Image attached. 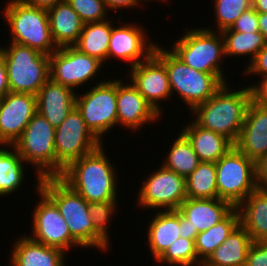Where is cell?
Wrapping results in <instances>:
<instances>
[{
    "mask_svg": "<svg viewBox=\"0 0 267 266\" xmlns=\"http://www.w3.org/2000/svg\"><path fill=\"white\" fill-rule=\"evenodd\" d=\"M55 128L38 112L12 145L28 165H33L36 179L56 177Z\"/></svg>",
    "mask_w": 267,
    "mask_h": 266,
    "instance_id": "8",
    "label": "cell"
},
{
    "mask_svg": "<svg viewBox=\"0 0 267 266\" xmlns=\"http://www.w3.org/2000/svg\"><path fill=\"white\" fill-rule=\"evenodd\" d=\"M39 189L57 206L71 236L83 247L108 251L110 244L95 230L88 202L59 177L41 178ZM96 247V248H95Z\"/></svg>",
    "mask_w": 267,
    "mask_h": 266,
    "instance_id": "3",
    "label": "cell"
},
{
    "mask_svg": "<svg viewBox=\"0 0 267 266\" xmlns=\"http://www.w3.org/2000/svg\"><path fill=\"white\" fill-rule=\"evenodd\" d=\"M252 92V100L267 107V76L260 78L259 83L249 86Z\"/></svg>",
    "mask_w": 267,
    "mask_h": 266,
    "instance_id": "42",
    "label": "cell"
},
{
    "mask_svg": "<svg viewBox=\"0 0 267 266\" xmlns=\"http://www.w3.org/2000/svg\"><path fill=\"white\" fill-rule=\"evenodd\" d=\"M258 25L260 33L267 41V13L258 12Z\"/></svg>",
    "mask_w": 267,
    "mask_h": 266,
    "instance_id": "47",
    "label": "cell"
},
{
    "mask_svg": "<svg viewBox=\"0 0 267 266\" xmlns=\"http://www.w3.org/2000/svg\"><path fill=\"white\" fill-rule=\"evenodd\" d=\"M234 146L254 162L267 154V107L249 102Z\"/></svg>",
    "mask_w": 267,
    "mask_h": 266,
    "instance_id": "19",
    "label": "cell"
},
{
    "mask_svg": "<svg viewBox=\"0 0 267 266\" xmlns=\"http://www.w3.org/2000/svg\"><path fill=\"white\" fill-rule=\"evenodd\" d=\"M245 266H267V241H253Z\"/></svg>",
    "mask_w": 267,
    "mask_h": 266,
    "instance_id": "39",
    "label": "cell"
},
{
    "mask_svg": "<svg viewBox=\"0 0 267 266\" xmlns=\"http://www.w3.org/2000/svg\"><path fill=\"white\" fill-rule=\"evenodd\" d=\"M216 27L212 31L222 32L231 28L239 16L252 7V0H214Z\"/></svg>",
    "mask_w": 267,
    "mask_h": 266,
    "instance_id": "35",
    "label": "cell"
},
{
    "mask_svg": "<svg viewBox=\"0 0 267 266\" xmlns=\"http://www.w3.org/2000/svg\"><path fill=\"white\" fill-rule=\"evenodd\" d=\"M76 93L49 78L36 95L37 112L56 128L76 107Z\"/></svg>",
    "mask_w": 267,
    "mask_h": 266,
    "instance_id": "20",
    "label": "cell"
},
{
    "mask_svg": "<svg viewBox=\"0 0 267 266\" xmlns=\"http://www.w3.org/2000/svg\"><path fill=\"white\" fill-rule=\"evenodd\" d=\"M240 225L253 241H267V191L256 188L238 206Z\"/></svg>",
    "mask_w": 267,
    "mask_h": 266,
    "instance_id": "26",
    "label": "cell"
},
{
    "mask_svg": "<svg viewBox=\"0 0 267 266\" xmlns=\"http://www.w3.org/2000/svg\"><path fill=\"white\" fill-rule=\"evenodd\" d=\"M218 198L237 207L256 187L255 162L233 146L216 163Z\"/></svg>",
    "mask_w": 267,
    "mask_h": 266,
    "instance_id": "9",
    "label": "cell"
},
{
    "mask_svg": "<svg viewBox=\"0 0 267 266\" xmlns=\"http://www.w3.org/2000/svg\"><path fill=\"white\" fill-rule=\"evenodd\" d=\"M256 187L267 191V154L255 161Z\"/></svg>",
    "mask_w": 267,
    "mask_h": 266,
    "instance_id": "41",
    "label": "cell"
},
{
    "mask_svg": "<svg viewBox=\"0 0 267 266\" xmlns=\"http://www.w3.org/2000/svg\"><path fill=\"white\" fill-rule=\"evenodd\" d=\"M86 23L101 22L107 20L108 9L104 0H66Z\"/></svg>",
    "mask_w": 267,
    "mask_h": 266,
    "instance_id": "37",
    "label": "cell"
},
{
    "mask_svg": "<svg viewBox=\"0 0 267 266\" xmlns=\"http://www.w3.org/2000/svg\"><path fill=\"white\" fill-rule=\"evenodd\" d=\"M179 229L181 231V237L185 239H192L196 240L198 235L197 229H193L190 225V221L186 219L180 212H179Z\"/></svg>",
    "mask_w": 267,
    "mask_h": 266,
    "instance_id": "44",
    "label": "cell"
},
{
    "mask_svg": "<svg viewBox=\"0 0 267 266\" xmlns=\"http://www.w3.org/2000/svg\"><path fill=\"white\" fill-rule=\"evenodd\" d=\"M160 117L130 81L124 83L117 78V125L140 130L146 124L161 120Z\"/></svg>",
    "mask_w": 267,
    "mask_h": 266,
    "instance_id": "18",
    "label": "cell"
},
{
    "mask_svg": "<svg viewBox=\"0 0 267 266\" xmlns=\"http://www.w3.org/2000/svg\"><path fill=\"white\" fill-rule=\"evenodd\" d=\"M49 60L50 78L74 91L86 83L88 85L104 67L99 59L80 52L74 46L57 48L49 55Z\"/></svg>",
    "mask_w": 267,
    "mask_h": 266,
    "instance_id": "14",
    "label": "cell"
},
{
    "mask_svg": "<svg viewBox=\"0 0 267 266\" xmlns=\"http://www.w3.org/2000/svg\"><path fill=\"white\" fill-rule=\"evenodd\" d=\"M112 22L108 18L105 21L84 24L74 47L105 64L108 56Z\"/></svg>",
    "mask_w": 267,
    "mask_h": 266,
    "instance_id": "28",
    "label": "cell"
},
{
    "mask_svg": "<svg viewBox=\"0 0 267 266\" xmlns=\"http://www.w3.org/2000/svg\"><path fill=\"white\" fill-rule=\"evenodd\" d=\"M10 251L11 266H66L65 253L59 248L49 247L21 235Z\"/></svg>",
    "mask_w": 267,
    "mask_h": 266,
    "instance_id": "21",
    "label": "cell"
},
{
    "mask_svg": "<svg viewBox=\"0 0 267 266\" xmlns=\"http://www.w3.org/2000/svg\"><path fill=\"white\" fill-rule=\"evenodd\" d=\"M105 5L109 11L114 10L115 12L119 9H133L135 6L141 7L139 0H104Z\"/></svg>",
    "mask_w": 267,
    "mask_h": 266,
    "instance_id": "43",
    "label": "cell"
},
{
    "mask_svg": "<svg viewBox=\"0 0 267 266\" xmlns=\"http://www.w3.org/2000/svg\"><path fill=\"white\" fill-rule=\"evenodd\" d=\"M117 200L89 202L88 210L95 230L111 244L109 236V222L116 212Z\"/></svg>",
    "mask_w": 267,
    "mask_h": 266,
    "instance_id": "36",
    "label": "cell"
},
{
    "mask_svg": "<svg viewBox=\"0 0 267 266\" xmlns=\"http://www.w3.org/2000/svg\"><path fill=\"white\" fill-rule=\"evenodd\" d=\"M35 191L38 201L33 209L30 237L32 240L49 247L59 248L68 253V250L82 246L71 236L66 221L59 213L57 206L39 189L40 181L36 180Z\"/></svg>",
    "mask_w": 267,
    "mask_h": 266,
    "instance_id": "13",
    "label": "cell"
},
{
    "mask_svg": "<svg viewBox=\"0 0 267 266\" xmlns=\"http://www.w3.org/2000/svg\"><path fill=\"white\" fill-rule=\"evenodd\" d=\"M50 32L57 48L74 46L83 29V21L64 0L47 10Z\"/></svg>",
    "mask_w": 267,
    "mask_h": 266,
    "instance_id": "24",
    "label": "cell"
},
{
    "mask_svg": "<svg viewBox=\"0 0 267 266\" xmlns=\"http://www.w3.org/2000/svg\"><path fill=\"white\" fill-rule=\"evenodd\" d=\"M182 128L200 162L216 163L234 144L225 136L199 126L194 120Z\"/></svg>",
    "mask_w": 267,
    "mask_h": 266,
    "instance_id": "23",
    "label": "cell"
},
{
    "mask_svg": "<svg viewBox=\"0 0 267 266\" xmlns=\"http://www.w3.org/2000/svg\"><path fill=\"white\" fill-rule=\"evenodd\" d=\"M261 76L264 78L267 76V44L260 49L253 61L245 67L243 76Z\"/></svg>",
    "mask_w": 267,
    "mask_h": 266,
    "instance_id": "40",
    "label": "cell"
},
{
    "mask_svg": "<svg viewBox=\"0 0 267 266\" xmlns=\"http://www.w3.org/2000/svg\"><path fill=\"white\" fill-rule=\"evenodd\" d=\"M252 7L257 12L267 13V0H252Z\"/></svg>",
    "mask_w": 267,
    "mask_h": 266,
    "instance_id": "48",
    "label": "cell"
},
{
    "mask_svg": "<svg viewBox=\"0 0 267 266\" xmlns=\"http://www.w3.org/2000/svg\"><path fill=\"white\" fill-rule=\"evenodd\" d=\"M56 177L73 161L87 155L101 142L87 127L80 111L75 107L64 121L55 128Z\"/></svg>",
    "mask_w": 267,
    "mask_h": 266,
    "instance_id": "11",
    "label": "cell"
},
{
    "mask_svg": "<svg viewBox=\"0 0 267 266\" xmlns=\"http://www.w3.org/2000/svg\"><path fill=\"white\" fill-rule=\"evenodd\" d=\"M23 1L31 6L48 10L57 3L62 2L64 0H23Z\"/></svg>",
    "mask_w": 267,
    "mask_h": 266,
    "instance_id": "46",
    "label": "cell"
},
{
    "mask_svg": "<svg viewBox=\"0 0 267 266\" xmlns=\"http://www.w3.org/2000/svg\"><path fill=\"white\" fill-rule=\"evenodd\" d=\"M138 191L137 207L153 211L178 210L187 198L186 178L161 165L143 181ZM159 208V209H157Z\"/></svg>",
    "mask_w": 267,
    "mask_h": 266,
    "instance_id": "12",
    "label": "cell"
},
{
    "mask_svg": "<svg viewBox=\"0 0 267 266\" xmlns=\"http://www.w3.org/2000/svg\"><path fill=\"white\" fill-rule=\"evenodd\" d=\"M143 1H145V2L147 3L148 1H159V2H160V1H161V2H166V1H167V2H168L169 0H139L140 3L142 2V3H141L142 5L145 3V2H143Z\"/></svg>",
    "mask_w": 267,
    "mask_h": 266,
    "instance_id": "49",
    "label": "cell"
},
{
    "mask_svg": "<svg viewBox=\"0 0 267 266\" xmlns=\"http://www.w3.org/2000/svg\"><path fill=\"white\" fill-rule=\"evenodd\" d=\"M170 50L187 66L215 75L223 84L227 81L222 69L225 57L224 39L221 32L209 27L190 29L179 37ZM221 61V62H220Z\"/></svg>",
    "mask_w": 267,
    "mask_h": 266,
    "instance_id": "5",
    "label": "cell"
},
{
    "mask_svg": "<svg viewBox=\"0 0 267 266\" xmlns=\"http://www.w3.org/2000/svg\"><path fill=\"white\" fill-rule=\"evenodd\" d=\"M5 5L3 18L10 28V42L47 55L57 49L51 36L47 10L31 6L23 0H8Z\"/></svg>",
    "mask_w": 267,
    "mask_h": 266,
    "instance_id": "6",
    "label": "cell"
},
{
    "mask_svg": "<svg viewBox=\"0 0 267 266\" xmlns=\"http://www.w3.org/2000/svg\"><path fill=\"white\" fill-rule=\"evenodd\" d=\"M118 19V23L120 22L118 27L112 23L107 59L118 58L130 63L129 68H132L147 60L154 53L156 43L147 39L148 34L143 30L144 27L136 23L124 25L120 20L121 16Z\"/></svg>",
    "mask_w": 267,
    "mask_h": 266,
    "instance_id": "16",
    "label": "cell"
},
{
    "mask_svg": "<svg viewBox=\"0 0 267 266\" xmlns=\"http://www.w3.org/2000/svg\"><path fill=\"white\" fill-rule=\"evenodd\" d=\"M240 224V214L234 207L221 221L204 232L198 233L195 250L198 258L204 262L216 250L230 233Z\"/></svg>",
    "mask_w": 267,
    "mask_h": 266,
    "instance_id": "30",
    "label": "cell"
},
{
    "mask_svg": "<svg viewBox=\"0 0 267 266\" xmlns=\"http://www.w3.org/2000/svg\"><path fill=\"white\" fill-rule=\"evenodd\" d=\"M179 132L176 139L171 143V148L168 149L167 157L163 158L162 165L186 178L197 168L200 161L191 142L181 131Z\"/></svg>",
    "mask_w": 267,
    "mask_h": 266,
    "instance_id": "31",
    "label": "cell"
},
{
    "mask_svg": "<svg viewBox=\"0 0 267 266\" xmlns=\"http://www.w3.org/2000/svg\"><path fill=\"white\" fill-rule=\"evenodd\" d=\"M7 147V148H6ZM10 147V148H9ZM12 150V151H11ZM25 161L10 144H0V196L12 195L25 181ZM4 195V196H3Z\"/></svg>",
    "mask_w": 267,
    "mask_h": 266,
    "instance_id": "29",
    "label": "cell"
},
{
    "mask_svg": "<svg viewBox=\"0 0 267 266\" xmlns=\"http://www.w3.org/2000/svg\"><path fill=\"white\" fill-rule=\"evenodd\" d=\"M223 86L206 102L193 111V120L204 129L211 130L236 143L244 123L245 113L252 100L251 88L242 87L237 91Z\"/></svg>",
    "mask_w": 267,
    "mask_h": 266,
    "instance_id": "2",
    "label": "cell"
},
{
    "mask_svg": "<svg viewBox=\"0 0 267 266\" xmlns=\"http://www.w3.org/2000/svg\"><path fill=\"white\" fill-rule=\"evenodd\" d=\"M10 92L37 95L50 78L49 55L22 44L10 42L2 48Z\"/></svg>",
    "mask_w": 267,
    "mask_h": 266,
    "instance_id": "7",
    "label": "cell"
},
{
    "mask_svg": "<svg viewBox=\"0 0 267 266\" xmlns=\"http://www.w3.org/2000/svg\"><path fill=\"white\" fill-rule=\"evenodd\" d=\"M104 147L105 145H101L95 151L73 161L59 176L88 203L118 198L117 168L111 163Z\"/></svg>",
    "mask_w": 267,
    "mask_h": 266,
    "instance_id": "1",
    "label": "cell"
},
{
    "mask_svg": "<svg viewBox=\"0 0 267 266\" xmlns=\"http://www.w3.org/2000/svg\"><path fill=\"white\" fill-rule=\"evenodd\" d=\"M233 208L229 202L219 198H186L178 211L190 221L193 229L200 233L221 221Z\"/></svg>",
    "mask_w": 267,
    "mask_h": 266,
    "instance_id": "22",
    "label": "cell"
},
{
    "mask_svg": "<svg viewBox=\"0 0 267 266\" xmlns=\"http://www.w3.org/2000/svg\"><path fill=\"white\" fill-rule=\"evenodd\" d=\"M187 198H218L216 166L214 162H200L197 168L186 177Z\"/></svg>",
    "mask_w": 267,
    "mask_h": 266,
    "instance_id": "33",
    "label": "cell"
},
{
    "mask_svg": "<svg viewBox=\"0 0 267 266\" xmlns=\"http://www.w3.org/2000/svg\"><path fill=\"white\" fill-rule=\"evenodd\" d=\"M36 113V95L9 92L0 99V144L13 145Z\"/></svg>",
    "mask_w": 267,
    "mask_h": 266,
    "instance_id": "17",
    "label": "cell"
},
{
    "mask_svg": "<svg viewBox=\"0 0 267 266\" xmlns=\"http://www.w3.org/2000/svg\"><path fill=\"white\" fill-rule=\"evenodd\" d=\"M129 81L143 98L162 115L160 102L173 97L166 66L152 54L147 60L130 68Z\"/></svg>",
    "mask_w": 267,
    "mask_h": 266,
    "instance_id": "15",
    "label": "cell"
},
{
    "mask_svg": "<svg viewBox=\"0 0 267 266\" xmlns=\"http://www.w3.org/2000/svg\"><path fill=\"white\" fill-rule=\"evenodd\" d=\"M155 262L169 266H202L203 263L197 256L195 241L181 236Z\"/></svg>",
    "mask_w": 267,
    "mask_h": 266,
    "instance_id": "34",
    "label": "cell"
},
{
    "mask_svg": "<svg viewBox=\"0 0 267 266\" xmlns=\"http://www.w3.org/2000/svg\"><path fill=\"white\" fill-rule=\"evenodd\" d=\"M226 30H234L245 33L260 32L258 25V12L253 7L247 9L239 16L231 28Z\"/></svg>",
    "mask_w": 267,
    "mask_h": 266,
    "instance_id": "38",
    "label": "cell"
},
{
    "mask_svg": "<svg viewBox=\"0 0 267 266\" xmlns=\"http://www.w3.org/2000/svg\"><path fill=\"white\" fill-rule=\"evenodd\" d=\"M10 92L5 60L0 51V99Z\"/></svg>",
    "mask_w": 267,
    "mask_h": 266,
    "instance_id": "45",
    "label": "cell"
},
{
    "mask_svg": "<svg viewBox=\"0 0 267 266\" xmlns=\"http://www.w3.org/2000/svg\"><path fill=\"white\" fill-rule=\"evenodd\" d=\"M76 108L92 133L102 138L117 125V79L101 80L85 93H76Z\"/></svg>",
    "mask_w": 267,
    "mask_h": 266,
    "instance_id": "10",
    "label": "cell"
},
{
    "mask_svg": "<svg viewBox=\"0 0 267 266\" xmlns=\"http://www.w3.org/2000/svg\"><path fill=\"white\" fill-rule=\"evenodd\" d=\"M168 72L172 95L176 93L192 112L198 105L210 99L223 83L213 74L195 70L187 66L170 49L156 44L153 53Z\"/></svg>",
    "mask_w": 267,
    "mask_h": 266,
    "instance_id": "4",
    "label": "cell"
},
{
    "mask_svg": "<svg viewBox=\"0 0 267 266\" xmlns=\"http://www.w3.org/2000/svg\"><path fill=\"white\" fill-rule=\"evenodd\" d=\"M149 221L147 229V246H149L154 261L181 236L179 229V211L166 210L156 212Z\"/></svg>",
    "mask_w": 267,
    "mask_h": 266,
    "instance_id": "25",
    "label": "cell"
},
{
    "mask_svg": "<svg viewBox=\"0 0 267 266\" xmlns=\"http://www.w3.org/2000/svg\"><path fill=\"white\" fill-rule=\"evenodd\" d=\"M225 58L228 56H249V63L253 61L257 53L267 44L265 37L260 32H237L234 30H223Z\"/></svg>",
    "mask_w": 267,
    "mask_h": 266,
    "instance_id": "32",
    "label": "cell"
},
{
    "mask_svg": "<svg viewBox=\"0 0 267 266\" xmlns=\"http://www.w3.org/2000/svg\"><path fill=\"white\" fill-rule=\"evenodd\" d=\"M252 238L239 224L202 266H245Z\"/></svg>",
    "mask_w": 267,
    "mask_h": 266,
    "instance_id": "27",
    "label": "cell"
}]
</instances>
